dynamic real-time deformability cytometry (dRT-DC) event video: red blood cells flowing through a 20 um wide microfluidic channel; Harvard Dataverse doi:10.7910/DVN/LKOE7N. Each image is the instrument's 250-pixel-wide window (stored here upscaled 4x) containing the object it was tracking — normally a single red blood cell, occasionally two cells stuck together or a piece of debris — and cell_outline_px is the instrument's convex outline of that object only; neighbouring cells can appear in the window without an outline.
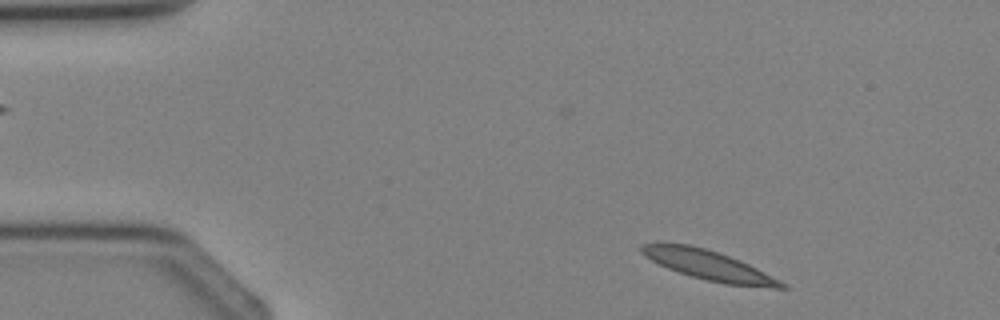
{"species": "Egyptian fruit bat (a non-hibernating species)", "species_latin": "Rousettus aegyptiacus", "temperature_condition": "cold", "stored_images_in_passage": 2, "segment_of_instrument_passage": [2, 2], "camera_frame_rate_fps": 3000, "um_per_image_px": 0.085, "animal": {"sex": "female"}, "frame": {"image": 1, "passage_image": 2, "time_ms": 1.0, "image_size_px": [1000, 320], "cell_outline_px": [[788, 288], [772, 288], [724, 284], [692, 276], [668, 268], [644, 256], [640, 252], [640, 244], [688, 244], [704, 248], [740, 260], [788, 284]], "centroid_in_image_um": [60.28, 22.56], "position_along_channel_um": 24.7, "area_um2": 23.7}}